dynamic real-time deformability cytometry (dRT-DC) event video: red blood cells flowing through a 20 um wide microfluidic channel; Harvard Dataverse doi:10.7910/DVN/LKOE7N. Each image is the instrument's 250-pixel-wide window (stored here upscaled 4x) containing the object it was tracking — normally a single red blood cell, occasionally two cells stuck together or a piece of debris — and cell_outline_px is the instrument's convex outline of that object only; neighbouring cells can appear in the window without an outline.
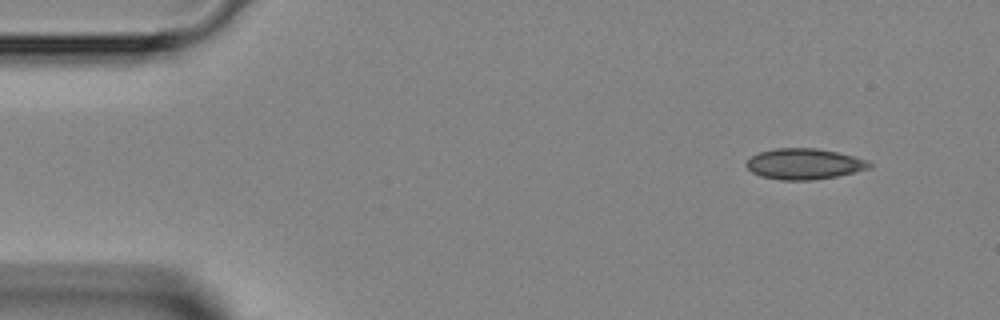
{"species": "Egyptian fruit bat (a non-hibernating species)", "species_latin": "Rousettus aegyptiacus", "temperature_condition": "room temperature", "stored_images_in_passage": 5, "camera_frame_rate_fps": 3000, "um_per_image_px": 0.085, "animal": {"sex": "female"}, "frame": {"image": 1, "passage_image": 1, "time_ms": 0.0, "image_size_px": [1000, 320], "cell_outline_px": [[872, 168], [856, 172], [836, 176], [812, 180], [780, 180], [760, 176], [752, 172], [744, 164], [752, 156], [760, 152], [776, 148], [816, 148], [836, 152], [868, 160], [872, 164]], "centroid_in_image_um": [68.37, 13.94], "position_along_channel_um": 16.6, "area_um2": 22.08}}
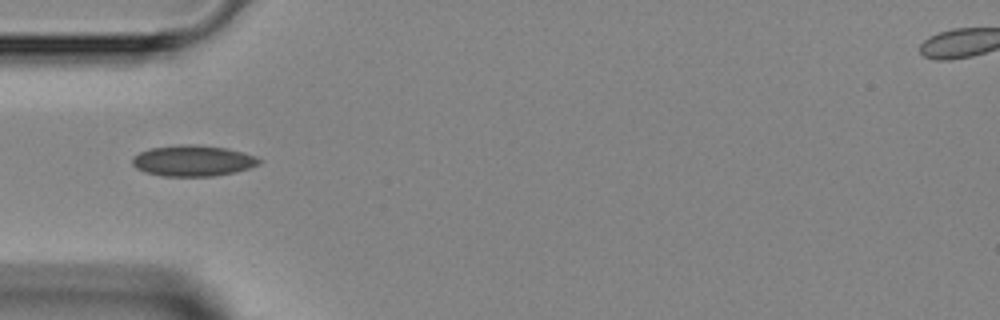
{"frame": {"image": 2, "passage_image": 4, "time_ms": 3.333, "image_size_px": [1000, 320], "cell_outline_px": [[260, 164], [236, 172], [212, 176], [160, 176], [144, 172], [136, 168], [132, 164], [132, 156], [140, 152], [152, 148], [180, 144], [196, 144], [228, 148], [244, 152], [256, 156], [260, 160]], "centroid_in_image_um": [16.39, 13.66], "position_along_channel_um": 68.6, "area_um2": 23.06}}
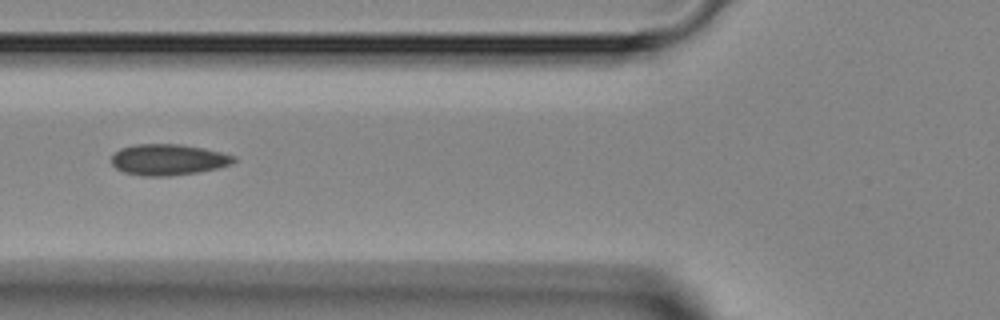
{"frame": {"image": 3, "passage_image": 5, "time_ms": 4.333, "image_size_px": [1000, 320], "cell_outline_px": [[236, 160], [232, 164], [216, 168], [196, 172], [164, 176], [144, 176], [124, 172], [116, 168], [112, 164], [112, 156], [120, 148], [136, 144], [180, 144], [204, 148], [236, 156]], "centroid_in_image_um": [14.3, 13.56], "position_along_channel_um": 111.5, "area_um2": 21.96}}